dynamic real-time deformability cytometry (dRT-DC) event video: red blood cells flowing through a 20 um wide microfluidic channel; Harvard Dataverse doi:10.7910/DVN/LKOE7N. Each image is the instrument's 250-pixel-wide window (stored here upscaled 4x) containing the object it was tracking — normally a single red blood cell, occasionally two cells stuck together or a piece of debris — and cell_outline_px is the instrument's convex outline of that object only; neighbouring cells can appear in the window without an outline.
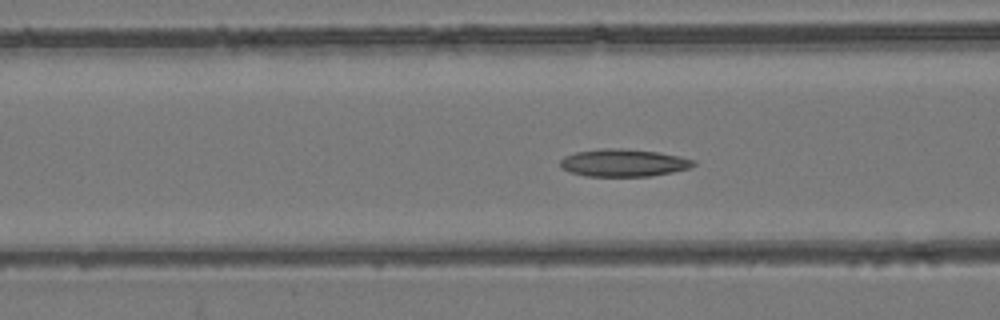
{"species": "common noctule bat (a hibernating species)", "species_latin": "Nyctalus noctula", "temperature_condition": "room temperature", "stored_images_in_passage": 55, "camera_frame_rate_fps": 3000, "um_per_image_px": 0.085, "animal": {"sex": "female", "body_mass_g": 24.6, "forearm_length_mm": 56.2}, "frame": {"image": 1, "passage_image": 22, "time_ms": 7.0, "image_size_px": [1000, 320], "cell_outline_px": [[696, 164], [688, 168], [672, 172], [648, 176], [584, 176], [560, 168], [560, 160], [564, 156], [576, 152], [604, 148], [620, 148], [656, 152], [680, 156], [696, 160]], "centroid_in_image_um": [52.98, 13.84], "position_along_channel_um": 113.6, "area_um2": 21.27}}
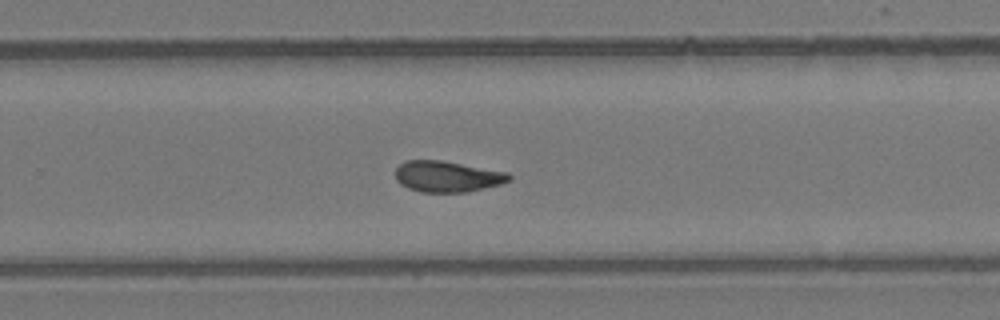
{"frame": {"image": 2, "passage_image": 36, "time_ms": 11.667, "image_size_px": [1000, 320], "cell_outline_px": [[512, 180], [500, 184], [468, 192], [420, 192], [408, 188], [400, 184], [396, 180], [396, 168], [404, 160], [440, 160], [508, 172], [512, 176]], "centroid_in_image_um": [38.02, 15.0], "position_along_channel_um": 291.8, "area_um2": 20.63}}
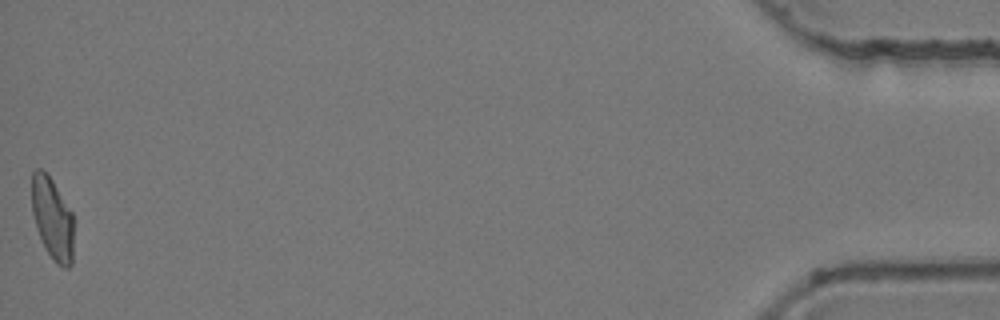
{"frame": {"image": 3, "passage_image": 55, "time_ms": 18.0, "image_size_px": [1000, 320], "cell_outline_px": [[72, 264], [68, 268], [64, 268], [56, 264], [44, 248], [36, 228], [32, 212], [32, 172], [36, 168], [40, 168], [52, 180], [72, 212]], "centroid_in_image_um": [4.43, 18.6], "position_along_channel_um": 430.8, "area_um2": 19.94}, "authors_computed_cell_mechanics": {"area_um2": 21.097, "velocity_mm_per_s": 3.8249, "shape_relaxation_time_tau1_ms": null, "shape_relaxation_time_tau2_ms": 3.2589, "deformation_change_tau1": null, "deformation_change_tau2": 0.0962}}